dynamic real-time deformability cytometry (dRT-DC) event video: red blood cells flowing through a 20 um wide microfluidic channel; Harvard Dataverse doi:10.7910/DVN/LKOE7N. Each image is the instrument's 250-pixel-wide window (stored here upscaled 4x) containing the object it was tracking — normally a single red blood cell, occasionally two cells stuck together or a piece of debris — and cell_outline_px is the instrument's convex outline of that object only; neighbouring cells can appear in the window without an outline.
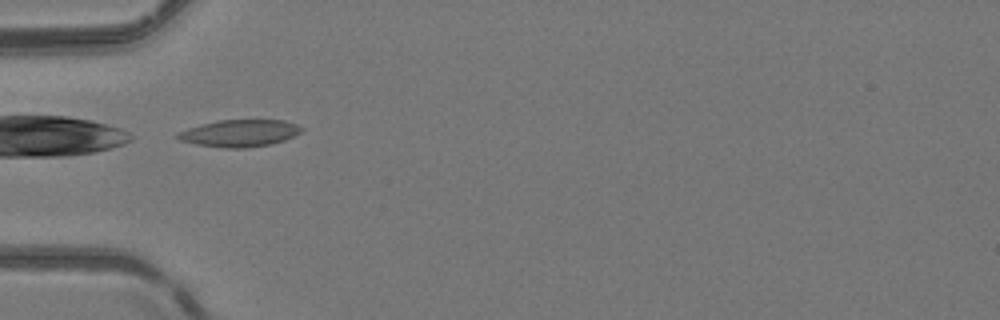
{"species": "common noctule bat (a hibernating species)", "species_latin": "Nyctalus noctula", "temperature_condition": "room temperature", "stored_images_in_passage": 30, "camera_frame_rate_fps": 3000, "um_per_image_px": 0.085, "animal": {"sex": "female", "body_mass_g": 24.6, "forearm_length_mm": 56.2}, "frame": {"image": 1, "passage_image": 1, "time_ms": 0.0, "image_size_px": [1000, 320], "cell_outline_px": [[304, 128], [300, 132], [284, 140], [272, 144], [244, 148], [224, 148], [196, 144], [180, 140], [176, 136], [180, 132], [188, 128], [220, 120], [284, 120], [296, 124]], "centroid_in_image_um": [20.4, 11.32], "position_along_channel_um": 64.6, "area_um2": 19.25}}
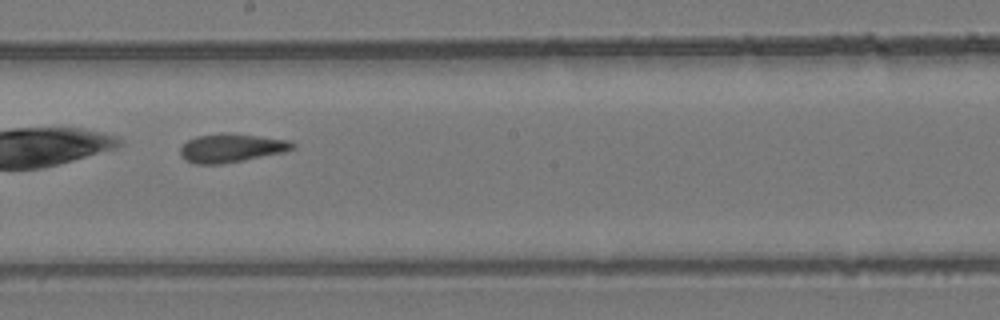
{"frame": {"image": 2, "passage_image": 13, "time_ms": 4.0, "image_size_px": [1000, 320], "cell_outline_px": [[296, 148], [284, 152], [244, 160], [220, 164], [196, 164], [184, 160], [180, 156], [180, 148], [188, 140], [196, 136], [220, 132], [228, 132], [292, 140], [296, 144]], "centroid_in_image_um": [19.68, 12.56], "position_along_channel_um": 228.5, "area_um2": 19.07}}
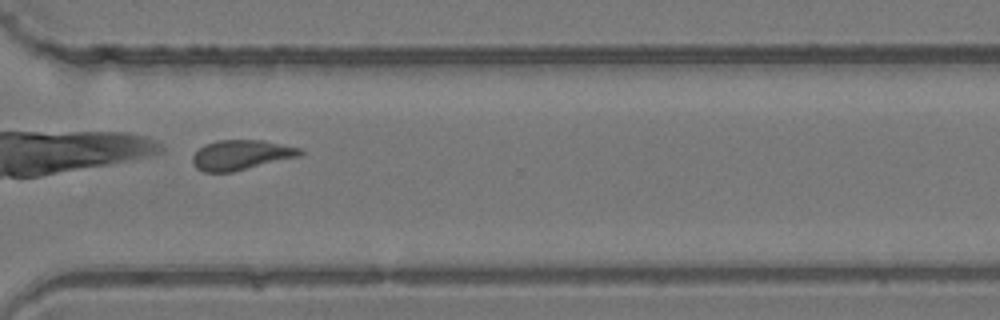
{"frame": {"image": 3, "passage_image": 22, "time_ms": 7.0, "image_size_px": [1000, 320], "cell_outline_px": [[304, 152], [300, 156], [232, 172], [204, 172], [196, 168], [192, 164], [192, 156], [204, 144], [216, 140], [264, 140], [300, 148]], "centroid_in_image_um": [20.47, 13.17], "position_along_channel_um": 350.1, "area_um2": 18.79}, "authors_computed_cell_mechanics": {"area_um2": 18.5538, "velocity_mm_per_s": 4.1072, "shape_relaxation_time_tau1_ms": null, "shape_relaxation_time_tau2_ms": 2.5981, "deformation_change_tau1": null, "deformation_change_tau2": 0.1097}}